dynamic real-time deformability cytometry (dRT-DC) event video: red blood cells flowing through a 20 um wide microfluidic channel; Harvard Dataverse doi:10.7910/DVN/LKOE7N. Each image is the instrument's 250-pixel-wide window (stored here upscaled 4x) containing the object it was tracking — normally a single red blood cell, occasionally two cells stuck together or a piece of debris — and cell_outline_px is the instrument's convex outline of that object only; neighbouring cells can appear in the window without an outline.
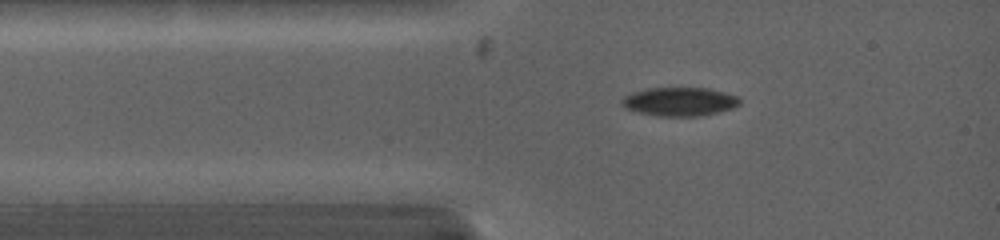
{"species": "common noctule bat (a hibernating species)", "species_latin": "Nyctalus noctula", "temperature_condition": "warm", "stored_images_in_passage": 12, "camera_frame_rate_fps": 5000, "um_per_image_px": 0.085, "animal": {"sex": "female", "body_mass_g": 19.0, "forearm_length_mm": 53.3}, "frame": {"image": 1, "passage_image": 4, "time_ms": 1.0, "image_size_px": [1000, 240], "cell_outline_px": [[740, 104], [732, 108], [700, 116], [660, 116], [640, 112], [624, 108], [620, 104], [620, 100], [624, 96], [632, 92], [648, 88], [708, 88], [740, 96]], "centroid_in_image_um": [57.75, 8.63], "position_along_channel_um": 27.2, "area_um2": 19.71}}
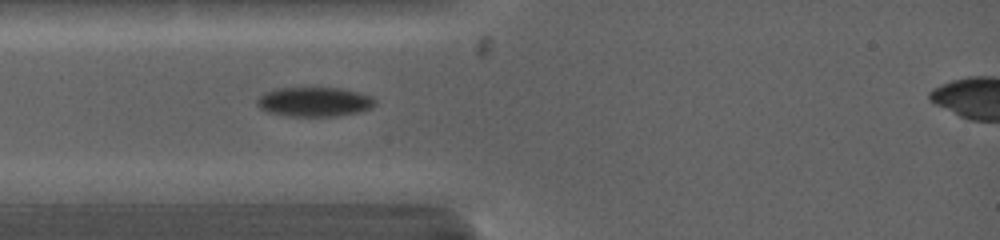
{"frame": {"image": 2, "passage_image": 7, "time_ms": 2.0, "image_size_px": [1000, 240], "cell_outline_px": [[376, 104], [372, 108], [360, 112], [336, 116], [288, 116], [268, 112], [260, 108], [256, 104], [256, 100], [264, 92], [276, 88], [340, 88], [372, 96], [376, 100]], "centroid_in_image_um": [26.72, 8.66], "position_along_channel_um": 58.3, "area_um2": 20.35}}
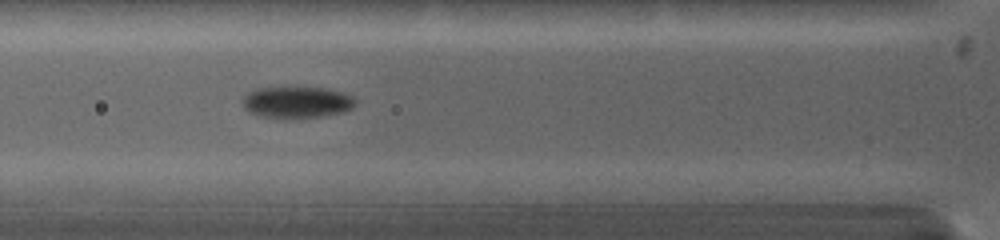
{"frame": {"image": 3, "passage_image": 10, "time_ms": 3.0, "image_size_px": [1000, 240], "cell_outline_px": [[356, 104], [352, 108], [344, 112], [324, 116], [280, 120], [260, 116], [248, 112], [244, 108], [244, 96], [248, 92], [256, 88], [296, 84], [324, 88], [340, 92], [352, 96], [356, 100]], "centroid_in_image_um": [25.2, 8.67], "position_along_channel_um": 100.6, "area_um2": 21.96}}